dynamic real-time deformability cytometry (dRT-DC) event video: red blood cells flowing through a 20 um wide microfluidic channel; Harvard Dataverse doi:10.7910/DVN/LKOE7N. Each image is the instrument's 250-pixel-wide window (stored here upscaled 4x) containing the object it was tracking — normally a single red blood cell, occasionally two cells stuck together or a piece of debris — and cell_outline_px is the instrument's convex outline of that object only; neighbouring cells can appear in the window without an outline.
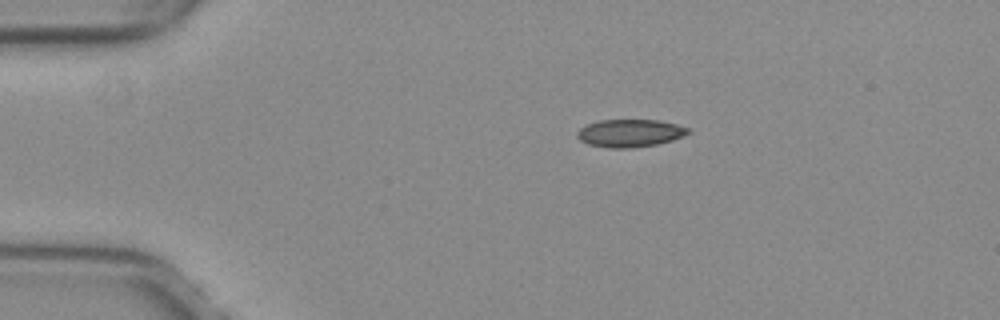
{"species": "common noctule bat (a hibernating species)", "species_latin": "Nyctalus noctula", "temperature_condition": "warm", "stored_images_in_passage": 42, "camera_frame_rate_fps": 3000, "um_per_image_px": 0.085, "animal": {"sex": "female", "body_mass_g": 29.2, "forearm_length_mm": 56.3}, "frame": {"image": 1, "passage_image": 1, "time_ms": 0.0, "image_size_px": [1000, 320], "cell_outline_px": [[692, 132], [684, 136], [672, 140], [656, 144], [628, 148], [612, 148], [588, 144], [580, 140], [576, 136], [576, 132], [580, 128], [588, 124], [600, 120], [660, 120], [676, 124], [688, 128]], "centroid_in_image_um": [53.55, 11.31], "position_along_channel_um": 31.4, "area_um2": 17.86}}
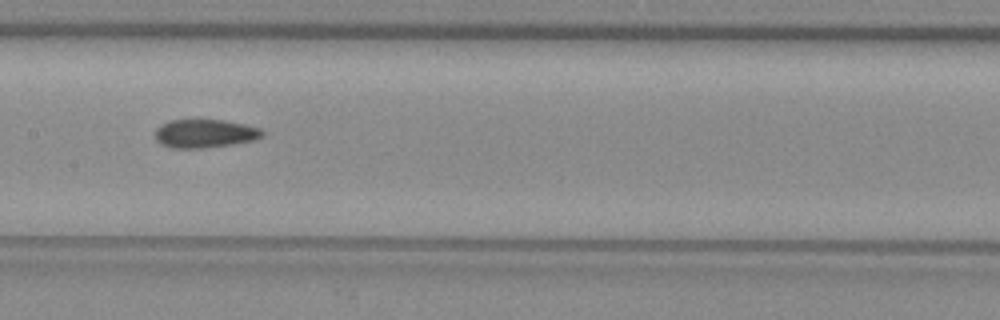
{"frame": {"image": 2, "passage_image": 17, "time_ms": 5.333, "image_size_px": [1000, 320], "cell_outline_px": [[264, 136], [252, 140], [232, 144], [204, 148], [168, 148], [160, 144], [156, 140], [156, 128], [160, 124], [168, 120], [200, 116], [224, 120], [244, 124], [260, 128], [264, 132]], "centroid_in_image_um": [17.35, 11.29], "position_along_channel_um": 190.0, "area_um2": 18.67}}
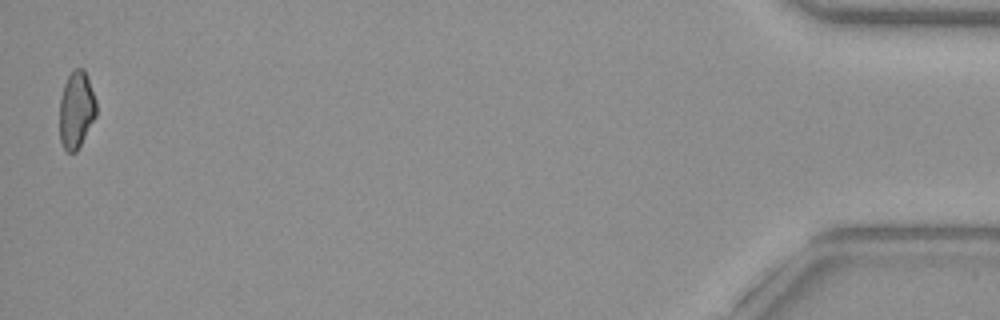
{"frame": {"image": 3, "passage_image": 42, "time_ms": 13.667, "image_size_px": [1000, 320], "cell_outline_px": [[96, 116], [76, 152], [68, 152], [64, 148], [60, 140], [60, 100], [64, 84], [68, 76], [76, 68], [84, 68], [88, 76], [96, 100]], "centroid_in_image_um": [6.5, 9.31], "position_along_channel_um": 428.7, "area_um2": 16.42}, "authors_computed_cell_mechanics": {"area_um2": 17.8313, "velocity_mm_per_s": 4.0207, "shape_relaxation_time_tau1_ms": null, "shape_relaxation_time_tau2_ms": 3.0042, "deformation_change_tau1": null, "deformation_change_tau2": 0.0903}}